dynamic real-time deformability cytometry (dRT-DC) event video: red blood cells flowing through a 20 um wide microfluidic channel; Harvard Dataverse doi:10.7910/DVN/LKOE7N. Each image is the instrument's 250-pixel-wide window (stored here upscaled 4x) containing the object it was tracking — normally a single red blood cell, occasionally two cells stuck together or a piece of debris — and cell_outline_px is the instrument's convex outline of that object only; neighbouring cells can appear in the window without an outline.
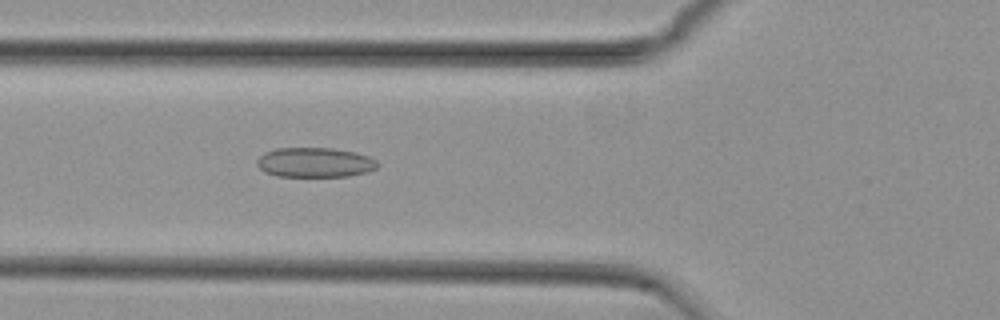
{"species": "common noctule bat (a hibernating species)", "species_latin": "Nyctalus noctula", "temperature_condition": "cold", "stored_images_in_passage": 54, "camera_frame_rate_fps": 3000, "um_per_image_px": 0.085, "animal": {"sex": "female", "body_mass_g": 29.2, "forearm_length_mm": 56.3}, "frame": {"image": 1, "passage_image": 19, "time_ms": 6.0, "image_size_px": [1000, 320], "cell_outline_px": [[380, 164], [376, 168], [368, 172], [348, 176], [276, 176], [264, 172], [256, 164], [256, 160], [264, 152], [276, 148], [332, 148], [356, 152], [368, 156], [376, 160]], "centroid_in_image_um": [26.76, 13.8], "position_along_channel_um": 99.0, "area_um2": 21.04}}
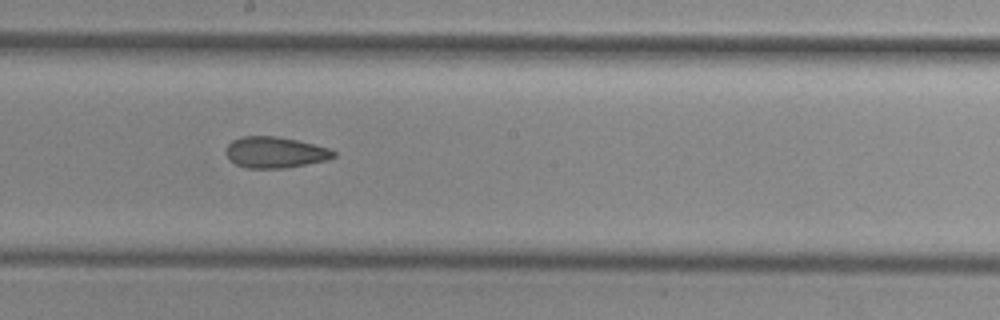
{"frame": {"image": 2, "passage_image": 29, "time_ms": 9.333, "image_size_px": [1000, 320], "cell_outline_px": [[336, 156], [328, 160], [288, 168], [244, 168], [228, 160], [224, 152], [228, 144], [232, 140], [240, 136], [276, 136], [296, 140], [328, 148], [336, 152]], "centroid_in_image_um": [23.34, 12.96], "position_along_channel_um": 224.9, "area_um2": 19.77}}
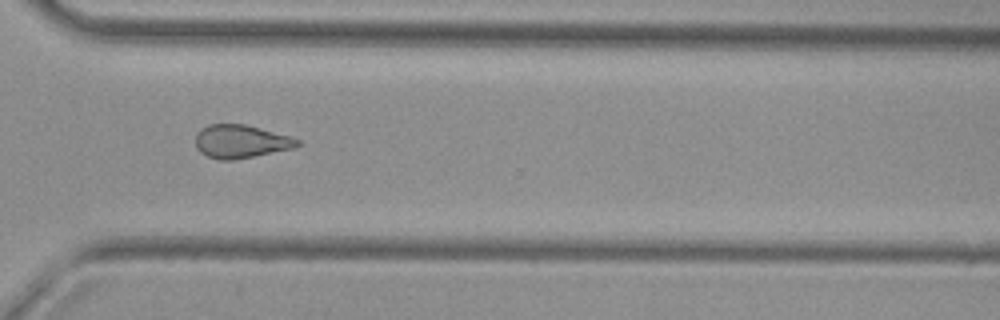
{"frame": {"image": 3, "passage_image": 39, "time_ms": 12.667, "image_size_px": [1000, 320], "cell_outline_px": [[300, 144], [296, 148], [232, 160], [220, 160], [208, 156], [200, 152], [196, 148], [196, 136], [200, 128], [208, 124], [244, 124], [292, 136], [300, 140]], "centroid_in_image_um": [20.49, 12.02], "position_along_channel_um": 350.1, "area_um2": 19.83}, "authors_computed_cell_mechanics": {"area_um2": 20.9236, "velocity_mm_per_s": 3.7627, "shape_relaxation_time_tau1_ms": null, "shape_relaxation_time_tau2_ms": 3.8143, "deformation_change_tau1": null, "deformation_change_tau2": 0.1269}}